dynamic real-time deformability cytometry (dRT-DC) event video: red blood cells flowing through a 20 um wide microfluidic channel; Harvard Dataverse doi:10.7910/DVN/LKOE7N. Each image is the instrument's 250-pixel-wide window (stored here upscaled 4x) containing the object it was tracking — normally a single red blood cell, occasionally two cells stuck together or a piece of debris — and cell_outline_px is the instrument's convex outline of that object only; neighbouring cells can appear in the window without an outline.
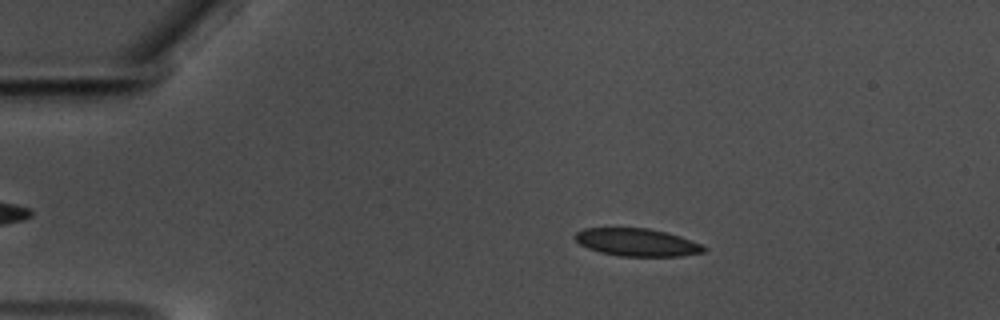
{"species": "common noctule bat (a hibernating species)", "species_latin": "Nyctalus noctula", "temperature_condition": "warm", "stored_images_in_passage": 59, "camera_frame_rate_fps": 3000, "um_per_image_px": 0.085, "animal": {"sex": "male", "body_mass_g": 17.5, "forearm_length_mm": 52.3}, "frame": {"image": 1, "passage_image": 12, "time_ms": 3.667, "image_size_px": [1000, 320], "cell_outline_px": [[708, 248], [704, 252], [680, 256], [620, 256], [600, 252], [588, 248], [580, 244], [572, 236], [576, 232], [584, 228], [648, 228], [680, 236], [700, 244]], "centroid_in_image_um": [54.12, 20.6], "position_along_channel_um": 30.9, "area_um2": 20.69}}
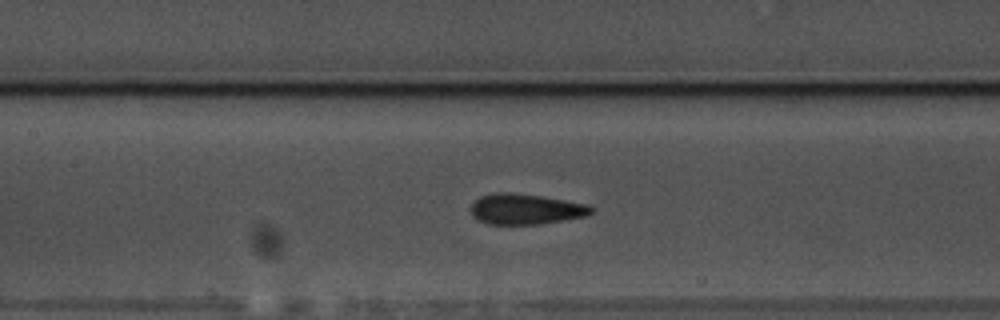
{"frame": {"image": 2, "passage_image": 28, "time_ms": 9.0, "image_size_px": [1000, 320], "cell_outline_px": [[596, 208], [588, 216], [540, 224], [488, 224], [476, 220], [472, 216], [468, 208], [480, 196], [496, 192], [512, 192], [540, 196], [588, 204]], "centroid_in_image_um": [44.66, 17.78], "position_along_channel_um": 162.7, "area_um2": 21.73}}
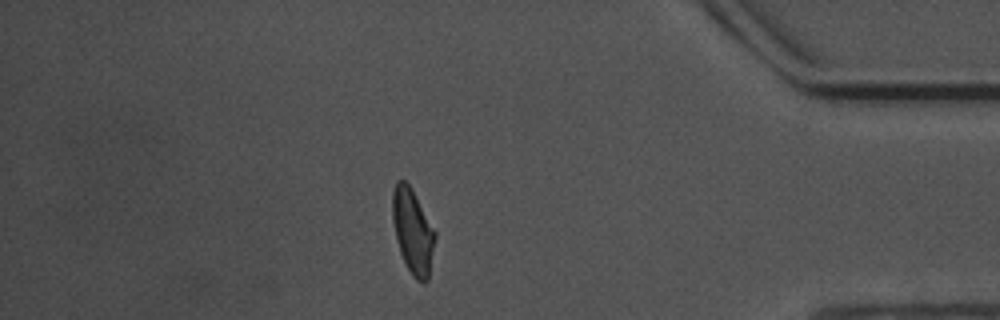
{"frame": {"image": 3, "passage_image": 51, "time_ms": 16.667, "image_size_px": [1000, 320], "cell_outline_px": [[436, 236], [428, 280], [424, 284], [416, 280], [412, 276], [400, 252], [392, 220], [392, 192], [396, 180], [404, 180], [412, 188], [436, 232]], "centroid_in_image_um": [35.09, 19.64], "position_along_channel_um": 400.1, "area_um2": 21.1}, "authors_computed_cell_mechanics": {"area_um2": 21.2126, "velocity_mm_per_s": 3.5434, "shape_relaxation_time_tau1_ms": 4.61, "shape_relaxation_time_tau2_ms": 1.0926, "deformation_change_tau1": 0.1289, "deformation_change_tau2": 0.065}}